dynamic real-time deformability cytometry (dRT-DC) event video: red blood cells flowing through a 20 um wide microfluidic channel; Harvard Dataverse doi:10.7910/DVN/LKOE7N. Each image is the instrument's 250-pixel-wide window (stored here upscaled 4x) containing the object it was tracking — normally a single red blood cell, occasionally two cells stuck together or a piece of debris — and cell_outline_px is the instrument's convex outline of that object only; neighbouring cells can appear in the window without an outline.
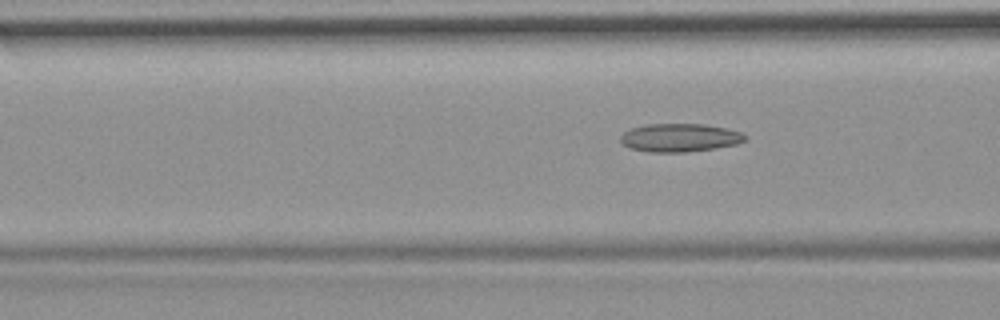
{"species": "common noctule bat (a hibernating species)", "species_latin": "Nyctalus noctula", "temperature_condition": "room temperature", "stored_images_in_passage": 8, "camera_frame_rate_fps": 3000, "um_per_image_px": 0.085, "animal": {"sex": "female", "body_mass_g": 19.9}, "frame": {"image": 1, "passage_image": 3, "time_ms": 3.0, "image_size_px": [1000, 320], "cell_outline_px": [[748, 136], [740, 144], [716, 148], [688, 152], [648, 152], [628, 148], [620, 140], [620, 136], [624, 132], [632, 128], [644, 124], [704, 124], [728, 128], [744, 132]], "centroid_in_image_um": [57.83, 11.7], "position_along_channel_um": 108.8, "area_um2": 20.87}}
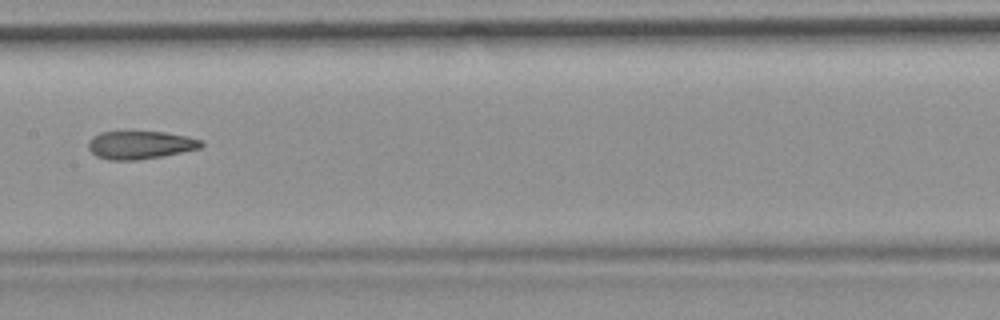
{"frame": {"image": 2, "passage_image": 5, "time_ms": 5.333, "image_size_px": [1000, 320], "cell_outline_px": [[204, 144], [200, 148], [160, 156], [136, 160], [108, 160], [96, 156], [88, 148], [88, 144], [92, 136], [100, 132], [164, 132], [188, 136], [200, 140]], "centroid_in_image_um": [11.89, 12.32], "position_along_channel_um": 195.5, "area_um2": 18.26}}
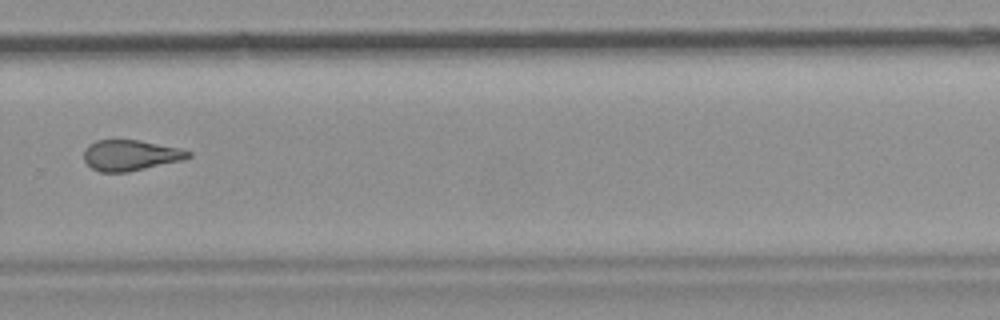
{"frame": {"image": 3, "passage_image": 8, "time_ms": 8.667, "image_size_px": [1000, 320], "cell_outline_px": [[192, 156], [184, 160], [128, 172], [100, 172], [92, 168], [84, 160], [84, 148], [88, 144], [96, 140], [140, 140], [180, 148], [192, 152]], "centroid_in_image_um": [11.1, 13.19], "position_along_channel_um": 318.7, "area_um2": 18.84}}